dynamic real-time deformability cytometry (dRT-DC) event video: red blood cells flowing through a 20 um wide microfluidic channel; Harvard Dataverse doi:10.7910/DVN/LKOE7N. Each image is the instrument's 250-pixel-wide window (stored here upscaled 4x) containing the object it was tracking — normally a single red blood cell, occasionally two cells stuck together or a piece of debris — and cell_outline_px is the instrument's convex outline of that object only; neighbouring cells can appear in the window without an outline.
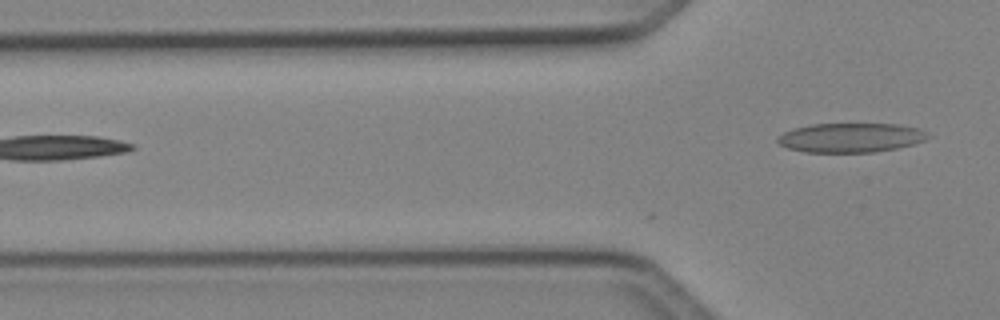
{"species": "Egyptian fruit bat (a non-hibernating species)", "species_latin": "Rousettus aegyptiacus", "temperature_condition": "cold", "stored_images_in_passage": 3, "camera_frame_rate_fps": 3000, "um_per_image_px": 0.085, "animal": {"sex": "female"}, "frame": {"image": 1, "passage_image": 3, "time_ms": 0.667, "image_size_px": [1000, 320], "cell_outline_px": [[932, 136], [916, 144], [876, 152], [804, 152], [788, 148], [780, 144], [776, 140], [776, 136], [792, 128], [812, 124], [900, 124], [920, 128]], "centroid_in_image_um": [72.33, 11.7], "position_along_channel_um": 53.5, "area_um2": 25.95}}